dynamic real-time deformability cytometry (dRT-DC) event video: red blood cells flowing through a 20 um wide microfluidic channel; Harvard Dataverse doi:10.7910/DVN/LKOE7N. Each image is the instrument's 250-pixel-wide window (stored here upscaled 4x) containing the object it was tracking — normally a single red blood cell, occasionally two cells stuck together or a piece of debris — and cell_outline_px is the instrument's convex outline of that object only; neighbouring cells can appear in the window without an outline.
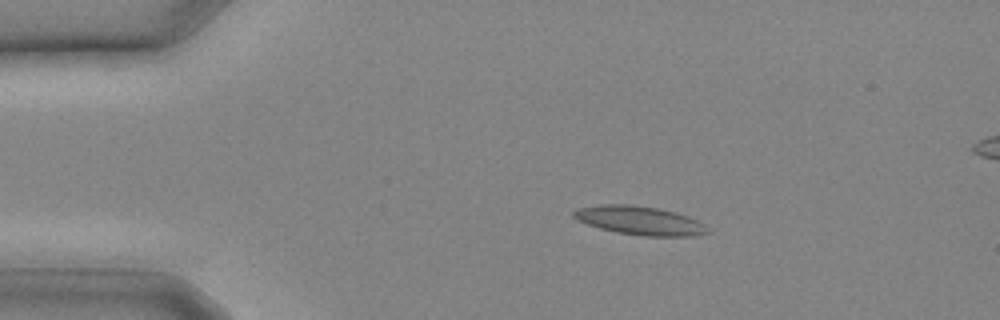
{"species": "common noctule bat (a hibernating species)", "species_latin": "Nyctalus noctula", "temperature_condition": "cold", "stored_images_in_passage": 8, "camera_frame_rate_fps": 3000, "um_per_image_px": 0.085, "animal": {"sex": "male", "body_mass_g": 20.4}, "frame": {"image": 1, "passage_image": 4, "time_ms": 1.0, "image_size_px": [1000, 320], "cell_outline_px": [[712, 232], [692, 236], [640, 236], [616, 232], [600, 228], [588, 224], [572, 216], [572, 212], [576, 208], [600, 204], [632, 204], [660, 208], [676, 212], [688, 216], [704, 224]], "centroid_in_image_um": [54.39, 18.74], "position_along_channel_um": 30.6, "area_um2": 22.6}}